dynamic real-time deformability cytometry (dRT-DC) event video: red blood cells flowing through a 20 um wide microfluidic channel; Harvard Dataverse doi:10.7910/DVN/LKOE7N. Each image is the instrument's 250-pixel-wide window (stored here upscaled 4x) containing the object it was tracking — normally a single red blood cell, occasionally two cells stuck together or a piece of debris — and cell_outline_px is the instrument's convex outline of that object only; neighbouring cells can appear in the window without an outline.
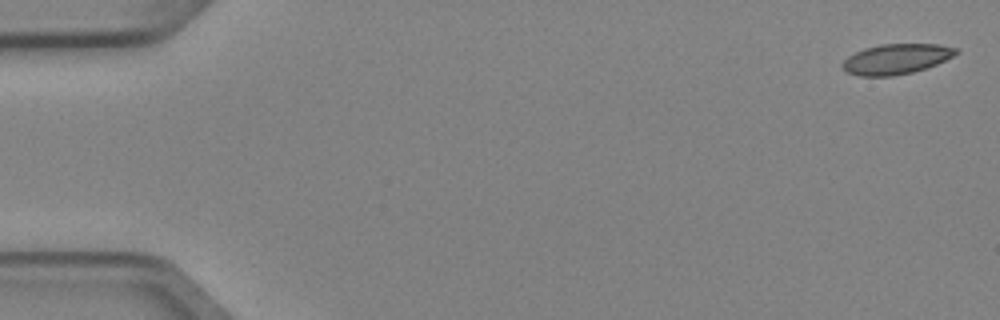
{"species": "Egyptian fruit bat (a non-hibernating species)", "species_latin": "Rousettus aegyptiacus", "temperature_condition": "cold", "stored_images_in_passage": 4, "camera_frame_rate_fps": 3000, "um_per_image_px": 0.085, "animal": {"sex": "female"}, "frame": {"image": 1, "passage_image": 1, "time_ms": 0.0, "image_size_px": [1000, 320], "cell_outline_px": [[960, 52], [936, 64], [912, 72], [892, 76], [860, 76], [848, 72], [840, 68], [840, 64], [848, 56], [864, 48], [880, 44], [940, 44], [956, 48]], "centroid_in_image_um": [76.14, 5.01], "position_along_channel_um": 8.9, "area_um2": 19.94}}